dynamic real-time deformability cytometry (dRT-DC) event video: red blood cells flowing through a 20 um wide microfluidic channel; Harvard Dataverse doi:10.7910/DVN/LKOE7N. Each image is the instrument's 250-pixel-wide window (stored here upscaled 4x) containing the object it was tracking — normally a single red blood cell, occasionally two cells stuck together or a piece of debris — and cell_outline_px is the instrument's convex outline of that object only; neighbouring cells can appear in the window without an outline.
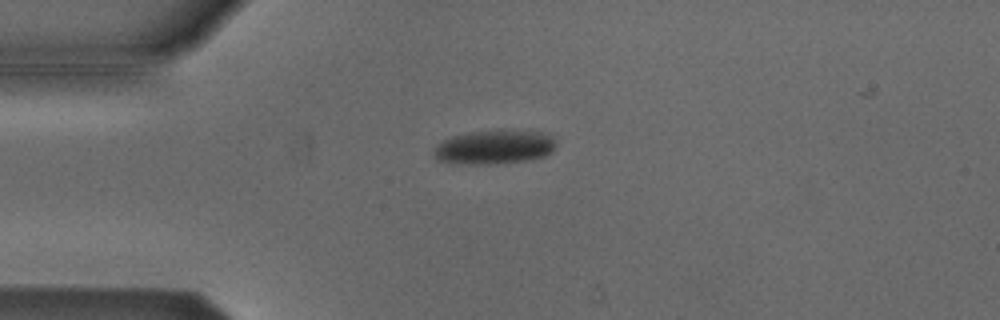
{"species": "Egyptian fruit bat (a non-hibernating species)", "species_latin": "Rousettus aegyptiacus", "temperature_condition": "cold", "stored_images_in_passage": 54, "camera_frame_rate_fps": 3000, "um_per_image_px": 0.085, "animal": {"sex": "male"}, "frame": {"image": 1, "passage_image": 14, "time_ms": 4.333, "image_size_px": [1000, 320], "cell_outline_px": [[556, 148], [552, 152], [544, 156], [532, 160], [496, 164], [456, 164], [440, 160], [432, 152], [444, 140], [452, 136], [472, 132], [540, 132], [552, 136], [556, 140]], "centroid_in_image_um": [42.07, 12.55], "position_along_channel_um": 42.9, "area_um2": 23.76}}
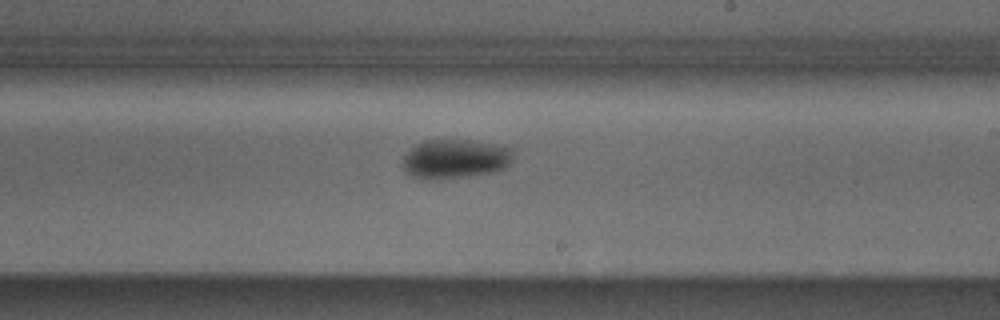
{"frame": {"image": 2, "passage_image": 32, "time_ms": 10.333, "image_size_px": [1000, 320], "cell_outline_px": [[512, 160], [504, 168], [496, 172], [468, 176], [432, 180], [424, 180], [412, 176], [404, 172], [404, 156], [416, 144], [424, 140], [468, 140], [492, 144], [512, 148]], "centroid_in_image_um": [38.67, 13.52], "position_along_channel_um": 250.3, "area_um2": 25.26}}
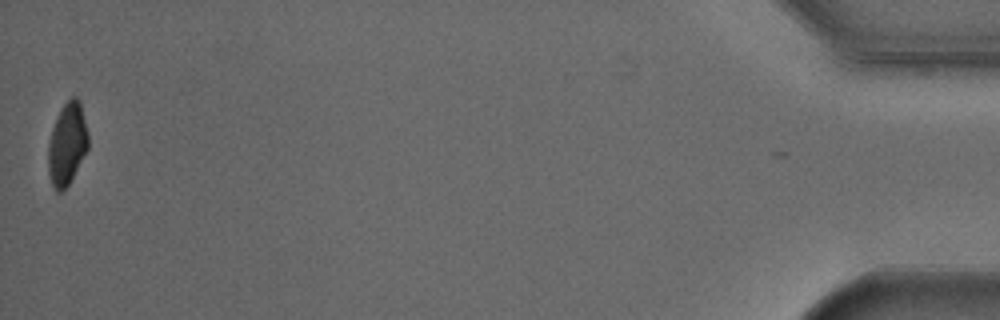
{"frame": {"image": 3, "passage_image": 54, "time_ms": 17.667, "image_size_px": [1000, 320], "cell_outline_px": [[88, 148], [68, 184], [60, 192], [56, 192], [52, 184], [48, 172], [48, 144], [52, 128], [64, 104], [72, 96], [76, 96], [80, 100], [88, 132]], "centroid_in_image_um": [5.71, 12.22], "position_along_channel_um": 429.5, "area_um2": 18.9}, "authors_computed_cell_mechanics": {"area_um2": 22.9466, "velocity_mm_per_s": 3.8167, "shape_relaxation_time_tau1_ms": 8.2022, "shape_relaxation_time_tau2_ms": null, "deformation_change_tau1": 0.1411, "deformation_change_tau2": null}}